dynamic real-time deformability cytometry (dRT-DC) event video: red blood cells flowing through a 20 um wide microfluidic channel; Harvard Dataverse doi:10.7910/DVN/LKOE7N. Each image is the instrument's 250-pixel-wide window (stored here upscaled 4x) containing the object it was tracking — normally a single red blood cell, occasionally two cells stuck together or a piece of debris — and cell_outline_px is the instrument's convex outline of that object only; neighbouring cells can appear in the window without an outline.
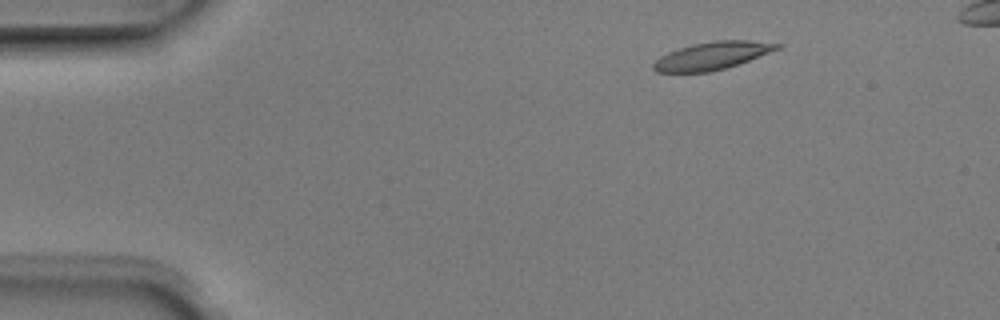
{"species": "Egyptian fruit bat (a non-hibernating species)", "species_latin": "Rousettus aegyptiacus", "temperature_condition": "room temperature", "stored_images_in_passage": 3, "camera_frame_rate_fps": 3000, "um_per_image_px": 0.085, "animal": {"sex": "male"}, "frame": {"image": 1, "passage_image": 1, "time_ms": 0.0, "image_size_px": [1000, 320], "cell_outline_px": [[784, 44], [780, 48], [748, 60], [724, 68], [708, 72], [656, 72], [652, 68], [652, 64], [660, 56], [668, 52], [692, 44], [716, 40], [748, 40]], "centroid_in_image_um": [60.51, 4.73], "position_along_channel_um": 24.5, "area_um2": 19.71}}